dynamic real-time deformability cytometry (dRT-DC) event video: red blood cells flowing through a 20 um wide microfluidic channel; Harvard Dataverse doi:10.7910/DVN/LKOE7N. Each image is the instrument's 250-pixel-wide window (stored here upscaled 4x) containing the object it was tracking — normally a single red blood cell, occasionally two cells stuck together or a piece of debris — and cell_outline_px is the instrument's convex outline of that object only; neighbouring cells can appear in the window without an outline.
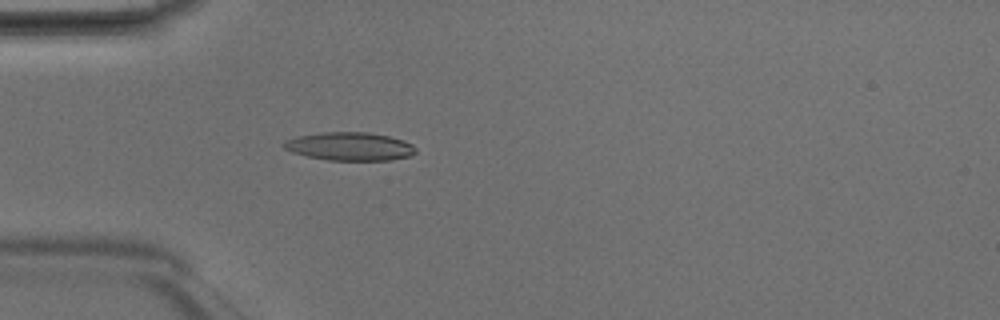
{"species": "Egyptian fruit bat (a non-hibernating species)", "species_latin": "Rousettus aegyptiacus", "temperature_condition": "room temperature", "stored_images_in_passage": 36, "camera_frame_rate_fps": 3000, "um_per_image_px": 0.085, "animal": {"sex": "male"}, "frame": {"image": 1, "passage_image": 2, "time_ms": 0.333, "image_size_px": [1000, 320], "cell_outline_px": [[416, 152], [412, 156], [392, 160], [328, 160], [308, 156], [292, 152], [284, 148], [280, 144], [284, 140], [300, 136], [320, 132], [368, 132], [388, 136], [404, 140], [412, 144], [416, 148]], "centroid_in_image_um": [29.75, 12.44], "position_along_channel_um": 55.3, "area_um2": 21.85}}
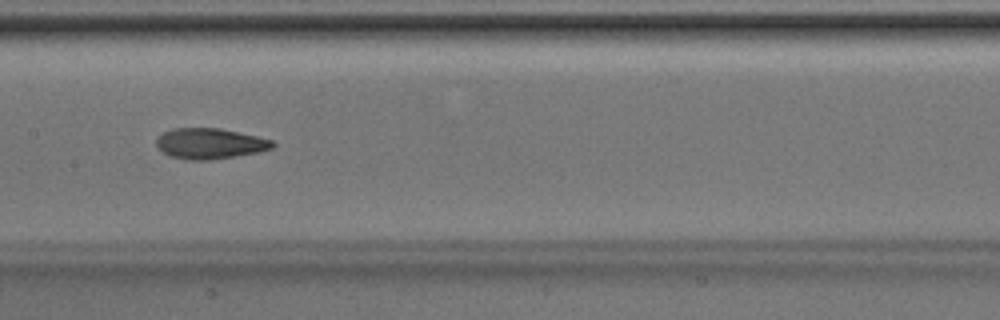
{"frame": {"image": 2, "passage_image": 12, "time_ms": 3.667, "image_size_px": [1000, 320], "cell_outline_px": [[276, 144], [272, 148], [260, 152], [212, 160], [184, 160], [172, 156], [164, 152], [156, 144], [156, 140], [164, 132], [172, 128], [220, 128], [256, 136], [272, 140]], "centroid_in_image_um": [17.87, 12.21], "position_along_channel_um": 189.5, "area_um2": 20.69}}
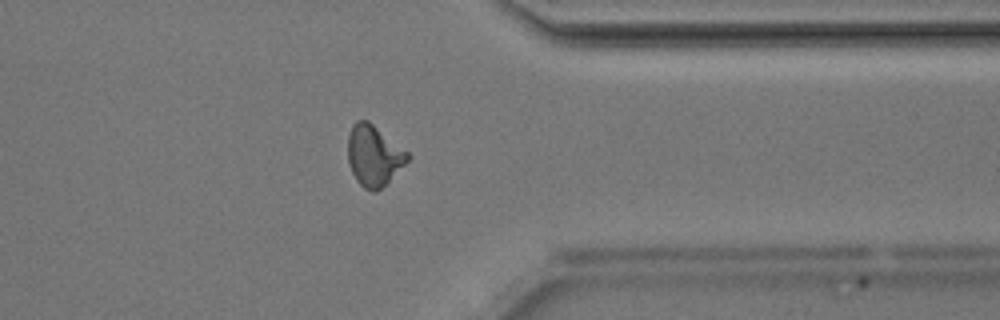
{"frame": {"image": 3, "passage_image": 26, "time_ms": 8.333, "image_size_px": [1000, 320], "cell_outline_px": [[408, 160], [376, 192], [372, 192], [364, 188], [356, 180], [348, 164], [348, 136], [352, 124], [356, 120], [368, 120], [408, 152]], "centroid_in_image_um": [31.73, 13.2], "position_along_channel_um": 379.7, "area_um2": 20.81}, "authors_computed_cell_mechanics": {"area_um2": 20.5768, "velocity_mm_per_s": 4.2153, "shape_relaxation_time_tau1_ms": 5.1491, "shape_relaxation_time_tau2_ms": 1.9569, "deformation_change_tau1": 0.1706, "deformation_change_tau2": 0.0914}}